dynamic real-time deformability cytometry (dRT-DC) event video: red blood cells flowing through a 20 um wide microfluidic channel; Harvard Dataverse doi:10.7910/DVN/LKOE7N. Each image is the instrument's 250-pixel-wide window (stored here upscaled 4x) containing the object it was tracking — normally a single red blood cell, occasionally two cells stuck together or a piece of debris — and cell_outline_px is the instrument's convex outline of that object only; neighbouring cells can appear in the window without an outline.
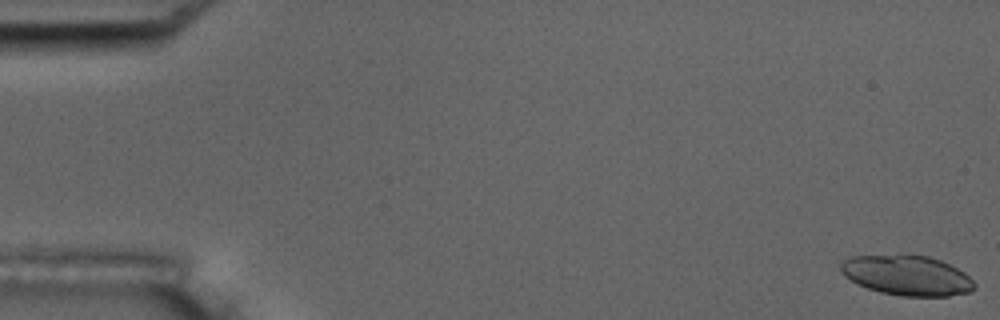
{"species": "common noctule bat (a hibernating species)", "species_latin": "Nyctalus noctula", "temperature_condition": "room temperature", "stored_images_in_passage": 54, "camera_frame_rate_fps": 3000, "um_per_image_px": 0.085, "animal": {"sex": "male", "body_mass_g": 17.5, "forearm_length_mm": 52.3}, "frame": {"image": 1, "passage_image": 1, "time_ms": 0.0, "image_size_px": [1000, 320], "cell_outline_px": [[976, 288], [968, 292], [948, 296], [900, 296], [880, 292], [856, 284], [844, 276], [840, 272], [840, 264], [844, 260], [852, 256], [904, 252], [908, 252], [928, 256], [940, 260], [964, 272], [976, 284]], "centroid_in_image_um": [77.05, 23.37], "position_along_channel_um": 8.0, "area_um2": 32.02}}